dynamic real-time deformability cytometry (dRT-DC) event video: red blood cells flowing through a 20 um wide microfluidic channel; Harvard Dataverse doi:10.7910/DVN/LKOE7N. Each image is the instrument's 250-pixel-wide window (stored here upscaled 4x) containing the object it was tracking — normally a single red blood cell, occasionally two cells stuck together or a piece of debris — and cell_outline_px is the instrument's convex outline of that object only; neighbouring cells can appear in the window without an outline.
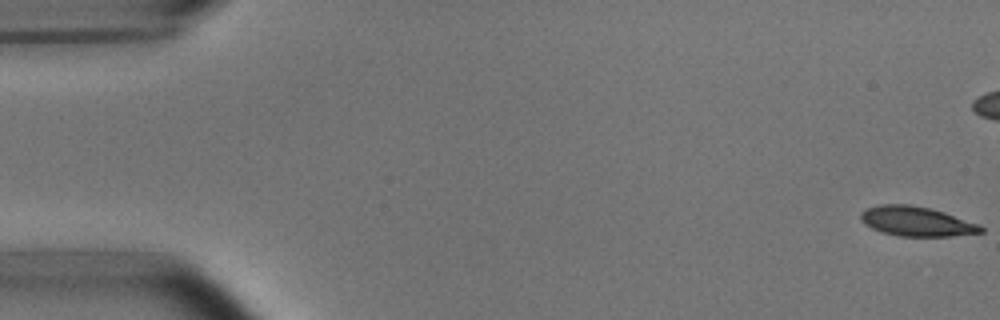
{"species": "common noctule bat (a hibernating species)", "species_latin": "Nyctalus noctula", "temperature_condition": "room temperature", "stored_images_in_passage": 13, "camera_frame_rate_fps": 3000, "um_per_image_px": 0.085, "animal": {"sex": "male", "body_mass_g": 15.6}, "frame": {"image": 1, "passage_image": 1, "time_ms": 0.0, "image_size_px": [1000, 320], "cell_outline_px": [[984, 232], [952, 236], [900, 236], [880, 232], [864, 224], [860, 220], [860, 212], [864, 208], [880, 204], [908, 204], [928, 208], [944, 212], [980, 224], [984, 228]], "centroid_in_image_um": [77.87, 18.81], "position_along_channel_um": 7.1, "area_um2": 20.92}}